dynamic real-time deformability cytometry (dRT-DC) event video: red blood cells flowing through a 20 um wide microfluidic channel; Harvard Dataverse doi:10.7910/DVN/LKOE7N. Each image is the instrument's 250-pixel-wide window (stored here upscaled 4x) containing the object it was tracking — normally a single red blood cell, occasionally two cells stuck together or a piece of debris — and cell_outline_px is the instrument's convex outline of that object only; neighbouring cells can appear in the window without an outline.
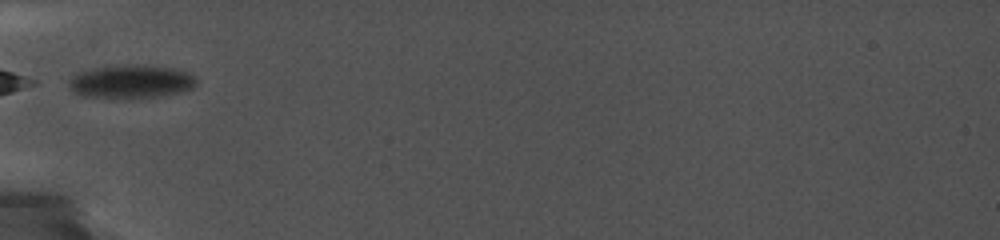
{"species": "common noctule bat (a hibernating species)", "species_latin": "Nyctalus noctula", "temperature_condition": "cold", "stored_images_in_passage": 50, "camera_frame_rate_fps": 5000, "um_per_image_px": 0.085, "animal": {"sex": "female", "body_mass_g": 19.0, "forearm_length_mm": 56.7}, "frame": {"image": 1, "passage_image": 1, "time_ms": 0.0, "image_size_px": [1000, 240], "cell_outline_px": [[196, 84], [192, 88], [180, 92], [156, 96], [80, 96], [72, 92], [68, 88], [68, 80], [72, 76], [80, 72], [92, 68], [124, 64], [140, 64], [172, 68], [188, 72], [196, 76]], "centroid_in_image_um": [11.12, 6.89], "position_along_channel_um": 73.9, "area_um2": 24.45}}
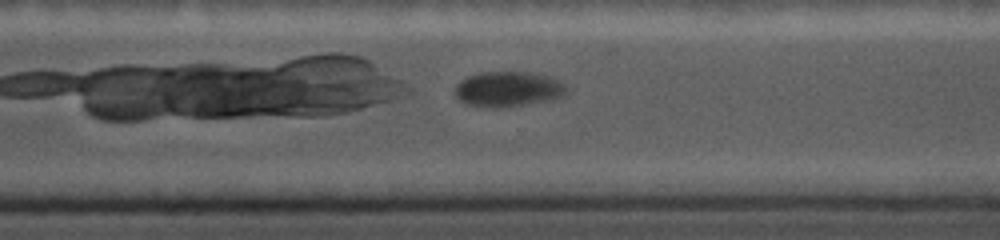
{"frame": {"image": 2, "passage_image": 36, "time_ms": 7.0, "image_size_px": [1000, 240], "cell_outline_px": [[564, 96], [552, 100], [496, 108], [492, 108], [464, 104], [456, 96], [456, 84], [460, 80], [468, 76], [480, 72], [528, 72], [548, 76], [564, 80]], "centroid_in_image_um": [43.18, 7.57], "position_along_channel_um": 327.4, "area_um2": 22.95}}
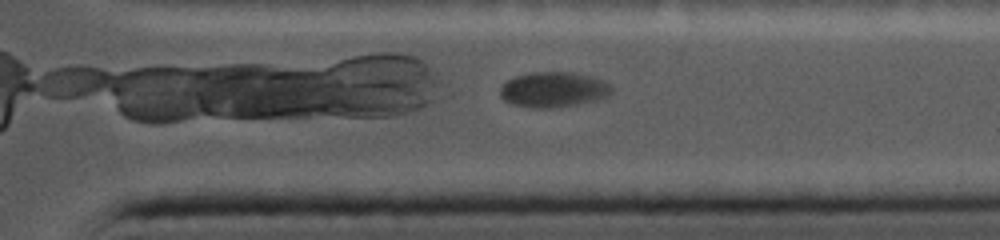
{"frame": {"image": 3, "passage_image": 43, "time_ms": 8.0, "image_size_px": [1000, 240], "cell_outline_px": [[612, 92], [608, 96], [596, 100], [556, 108], [528, 108], [512, 104], [504, 100], [500, 96], [500, 88], [508, 80], [516, 76], [532, 72], [568, 72], [592, 76], [604, 80], [612, 88]], "centroid_in_image_um": [47.04, 7.62], "position_along_channel_um": 364.4, "area_um2": 23.0}}